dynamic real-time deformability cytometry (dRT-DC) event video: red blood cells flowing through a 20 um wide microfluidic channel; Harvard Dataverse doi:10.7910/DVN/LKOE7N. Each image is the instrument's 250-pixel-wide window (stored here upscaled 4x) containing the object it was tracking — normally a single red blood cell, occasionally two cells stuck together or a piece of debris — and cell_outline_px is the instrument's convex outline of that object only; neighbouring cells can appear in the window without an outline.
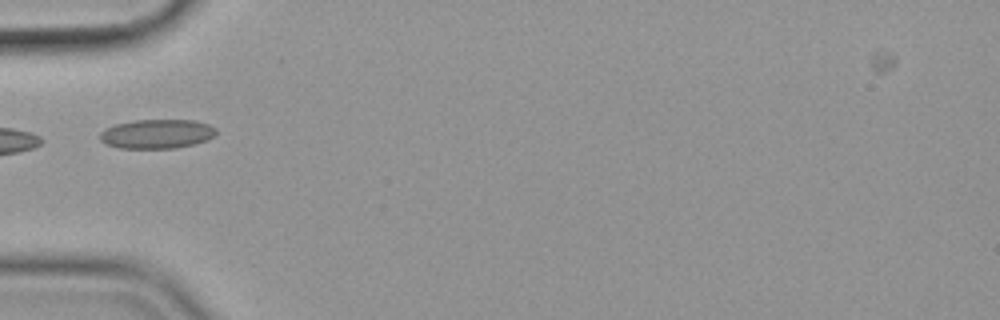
{"species": "common noctule bat (a hibernating species)", "species_latin": "Nyctalus noctula", "temperature_condition": "cold", "stored_images_in_passage": 21, "camera_frame_rate_fps": 3000, "um_per_image_px": 0.085, "animal": {"sex": "female", "body_mass_g": 19.9}, "frame": {"image": 1, "passage_image": 1, "time_ms": 0.0, "image_size_px": [1000, 320], "cell_outline_px": [[216, 136], [208, 140], [176, 148], [120, 148], [104, 144], [100, 140], [100, 132], [104, 128], [116, 124], [136, 120], [196, 120], [208, 124], [216, 128]], "centroid_in_image_um": [13.34, 11.38], "position_along_channel_um": 71.7, "area_um2": 19.94}}